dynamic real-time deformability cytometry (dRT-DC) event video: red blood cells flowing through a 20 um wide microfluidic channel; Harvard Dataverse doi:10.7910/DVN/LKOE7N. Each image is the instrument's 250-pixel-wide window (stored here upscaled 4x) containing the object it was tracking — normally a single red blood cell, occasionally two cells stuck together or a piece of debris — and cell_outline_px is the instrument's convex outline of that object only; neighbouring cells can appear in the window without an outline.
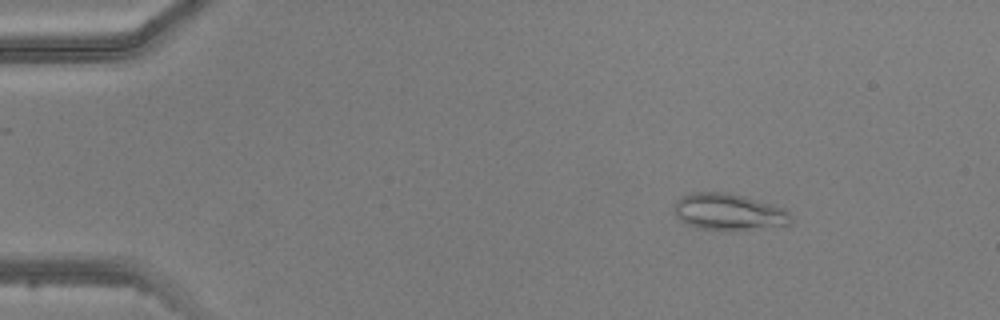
{"species": "common noctule bat (a hibernating species)", "species_latin": "Nyctalus noctula", "temperature_condition": "warm", "stored_images_in_passage": 4, "camera_frame_rate_fps": 3000, "um_per_image_px": 0.085, "animal": {"sex": "male", "body_mass_g": 20.5, "forearm_length_mm": 52.5}, "frame": {"image": 1, "passage_image": 2, "time_ms": 1.0, "image_size_px": [1000, 320], "cell_outline_px": [[792, 224], [736, 232], [732, 232], [700, 228], [688, 224], [680, 220], [676, 216], [676, 200], [692, 192], [724, 192], [744, 196], [784, 208], [792, 216]], "centroid_in_image_um": [61.99, 18.04], "position_along_channel_um": 23.0, "area_um2": 25.14}}